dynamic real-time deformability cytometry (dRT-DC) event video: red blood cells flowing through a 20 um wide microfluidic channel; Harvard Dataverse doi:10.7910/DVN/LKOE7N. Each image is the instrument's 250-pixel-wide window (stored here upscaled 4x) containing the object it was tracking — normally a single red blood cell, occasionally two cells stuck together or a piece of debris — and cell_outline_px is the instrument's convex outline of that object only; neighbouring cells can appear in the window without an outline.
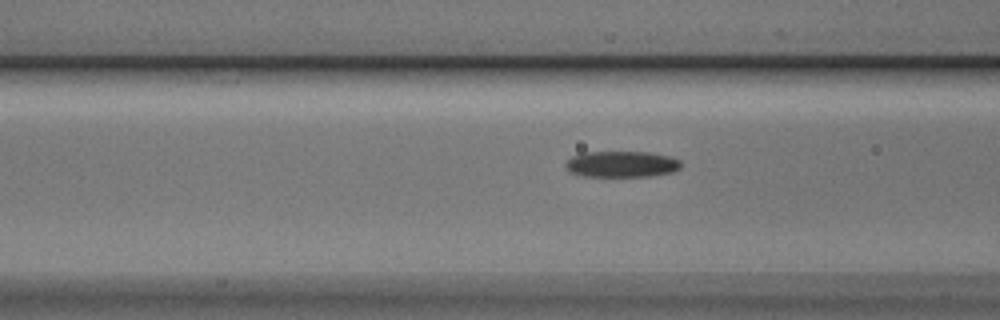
{"species": "Egyptian fruit bat (a non-hibernating species)", "species_latin": "Rousettus aegyptiacus", "temperature_condition": "cold", "stored_images_in_passage": 12, "camera_frame_rate_fps": 3000, "um_per_image_px": 0.085, "animal": {"sex": "male"}, "frame": {"image": 1, "passage_image": 10, "time_ms": 3.0, "image_size_px": [1000, 320], "cell_outline_px": [[680, 168], [672, 172], [648, 176], [584, 176], [572, 172], [564, 164], [572, 156], [584, 152], [648, 152], [668, 156], [680, 160]], "centroid_in_image_um": [52.84, 13.94], "position_along_channel_um": 113.8, "area_um2": 17.34}}